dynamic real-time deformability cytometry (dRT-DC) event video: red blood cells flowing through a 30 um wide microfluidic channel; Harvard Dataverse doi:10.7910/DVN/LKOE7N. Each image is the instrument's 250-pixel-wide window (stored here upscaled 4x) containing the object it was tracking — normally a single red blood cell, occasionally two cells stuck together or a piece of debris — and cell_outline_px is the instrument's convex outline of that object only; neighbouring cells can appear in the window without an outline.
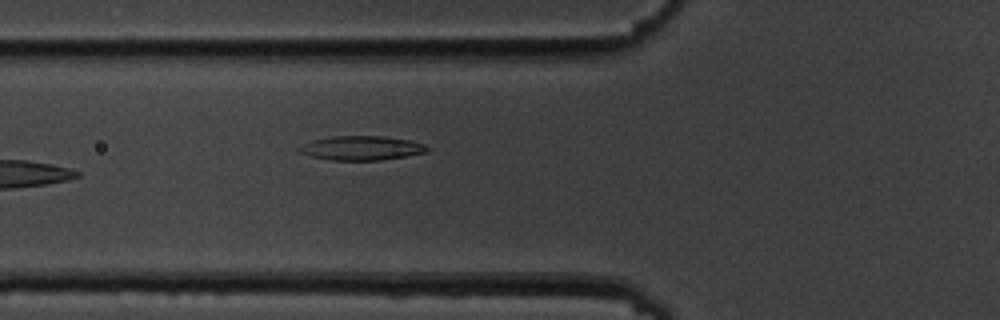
{"species": "common noctule bat (a hibernating species)", "species_latin": "Nyctalus noctula", "temperature_condition": "cold", "stored_images_in_passage": 7, "camera_frame_rate_fps": 3000, "um_per_image_px": 0.085, "animal": {"sex": "male", "body_mass_g": 19.5, "forearm_length_mm": 54.6}, "frame": {"image": 1, "passage_image": 7, "time_ms": 7.0, "image_size_px": [1000, 320], "cell_outline_px": [[432, 148], [428, 152], [380, 160], [332, 160], [312, 156], [300, 152], [296, 148], [312, 140], [332, 136], [384, 136], [408, 140], [424, 144]], "centroid_in_image_um": [30.75, 12.58], "position_along_channel_um": 95.0, "area_um2": 17.98}}